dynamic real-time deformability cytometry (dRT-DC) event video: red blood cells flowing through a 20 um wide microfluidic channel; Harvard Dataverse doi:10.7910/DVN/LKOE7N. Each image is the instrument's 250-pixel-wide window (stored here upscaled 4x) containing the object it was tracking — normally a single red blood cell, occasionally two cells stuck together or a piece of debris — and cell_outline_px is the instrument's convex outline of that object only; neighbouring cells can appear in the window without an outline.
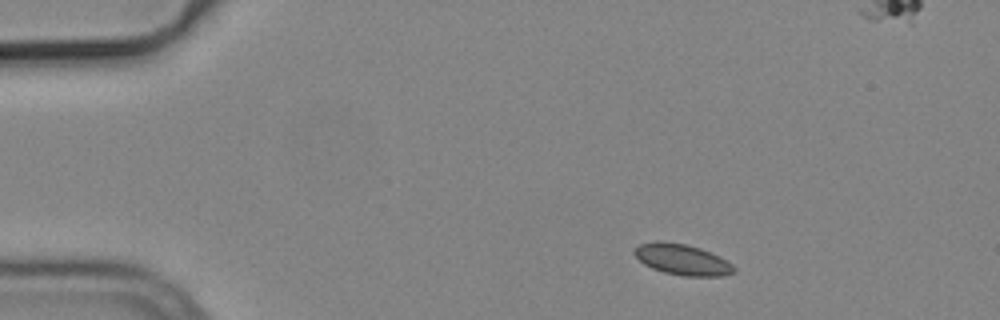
{"species": "common noctule bat (a hibernating species)", "species_latin": "Nyctalus noctula", "temperature_condition": "cold", "stored_images_in_passage": 3, "camera_frame_rate_fps": 3000, "um_per_image_px": 0.085, "animal": {"sex": "male", "body_mass_g": 19.2, "forearm_length_mm": 51.8}, "frame": {"image": 1, "passage_image": 1, "time_ms": 0.0, "image_size_px": [1000, 320], "cell_outline_px": [[736, 272], [720, 276], [684, 276], [664, 272], [652, 268], [644, 264], [632, 252], [640, 244], [656, 240], [660, 240], [684, 244], [700, 248], [732, 264], [736, 268]], "centroid_in_image_um": [57.96, 22.06], "position_along_channel_um": 27.0, "area_um2": 17.69}}